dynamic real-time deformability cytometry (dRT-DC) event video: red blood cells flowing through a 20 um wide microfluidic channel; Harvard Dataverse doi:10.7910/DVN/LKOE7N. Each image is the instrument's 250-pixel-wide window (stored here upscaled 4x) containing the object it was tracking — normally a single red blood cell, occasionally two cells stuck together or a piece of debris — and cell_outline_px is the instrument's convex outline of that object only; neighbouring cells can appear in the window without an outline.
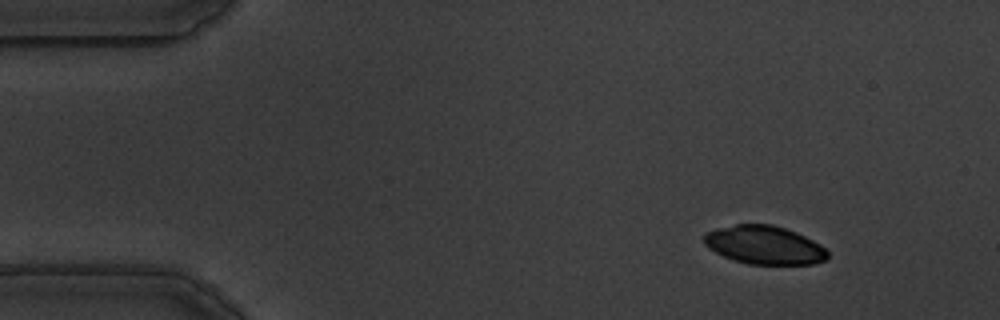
{"species": "common noctule bat (a hibernating species)", "species_latin": "Nyctalus noctula", "temperature_condition": "warm", "stored_images_in_passage": 53, "camera_frame_rate_fps": 3000, "um_per_image_px": 0.085, "animal": {"sex": "male", "body_mass_g": 19.5, "forearm_length_mm": 54.6}, "frame": {"image": 1, "passage_image": 3, "time_ms": 0.667, "image_size_px": [1000, 320], "cell_outline_px": [[828, 260], [812, 264], [748, 264], [724, 256], [708, 248], [704, 244], [704, 232], [716, 228], [736, 224], [772, 224], [796, 232], [820, 244], [828, 252]], "centroid_in_image_um": [64.96, 20.82], "position_along_channel_um": 20.0, "area_um2": 27.69}}
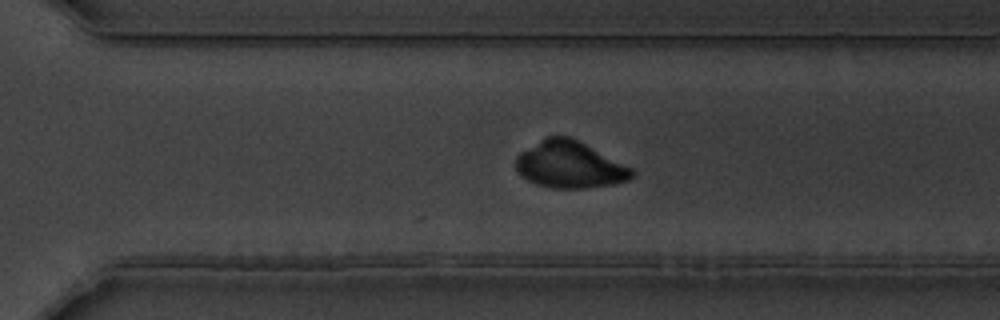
{"frame": {"image": 2, "passage_image": 36, "time_ms": 11.667, "image_size_px": [1000, 320], "cell_outline_px": [[636, 172], [628, 180], [612, 184], [584, 188], [552, 188], [536, 184], [520, 176], [516, 168], [516, 156], [520, 152], [540, 140], [548, 136], [568, 136], [632, 168]], "centroid_in_image_um": [48.39, 14.01], "position_along_channel_um": 322.2, "area_um2": 31.21}}
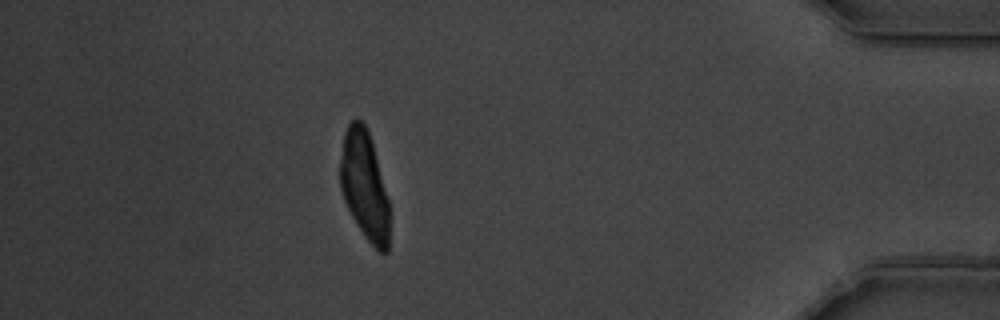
{"frame": {"image": 3, "passage_image": 47, "time_ms": 15.333, "image_size_px": [1000, 320], "cell_outline_px": [[388, 252], [380, 252], [364, 236], [352, 216], [344, 200], [340, 188], [340, 160], [344, 132], [348, 124], [352, 120], [360, 120], [364, 124], [372, 140], [388, 200]], "centroid_in_image_um": [30.96, 15.74], "position_along_channel_um": 404.2, "area_um2": 30.81}}